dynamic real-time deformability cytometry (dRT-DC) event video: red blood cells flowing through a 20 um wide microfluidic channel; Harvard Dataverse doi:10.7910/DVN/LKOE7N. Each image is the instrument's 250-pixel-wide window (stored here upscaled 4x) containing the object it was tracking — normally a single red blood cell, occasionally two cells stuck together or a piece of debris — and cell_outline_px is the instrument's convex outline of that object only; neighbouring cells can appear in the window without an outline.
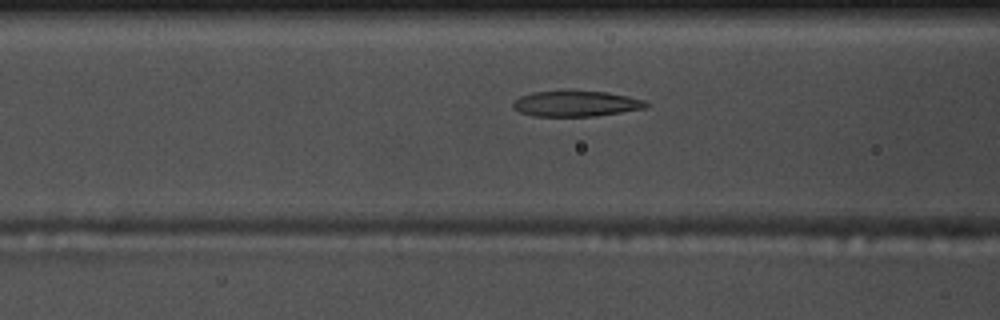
{"species": "common noctule bat (a hibernating species)", "species_latin": "Nyctalus noctula", "temperature_condition": "warm", "stored_images_in_passage": 45, "camera_frame_rate_fps": 3000, "um_per_image_px": 0.085, "animal": {"sex": "male", "body_mass_g": 17.5, "forearm_length_mm": 52.3}, "frame": {"image": 1, "passage_image": 11, "time_ms": 3.333, "image_size_px": [1000, 320], "cell_outline_px": [[652, 104], [648, 108], [592, 116], [532, 116], [520, 112], [512, 108], [512, 104], [520, 96], [532, 92], [564, 88], [608, 92], [628, 96], [644, 100]], "centroid_in_image_um": [48.96, 8.77], "position_along_channel_um": 117.6, "area_um2": 20.75}}
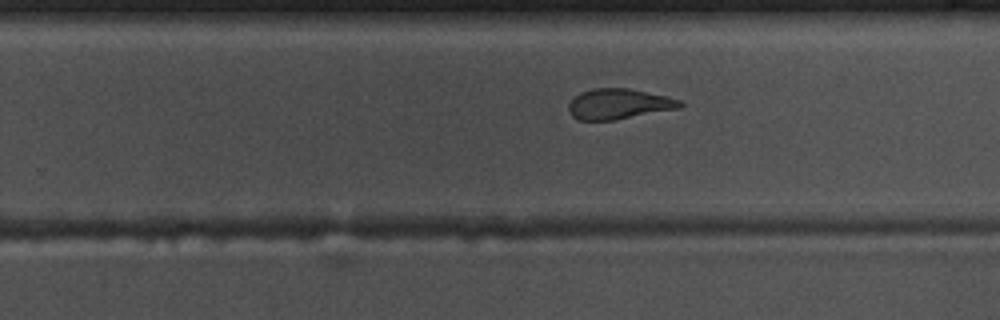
{"frame": {"image": 2, "passage_image": 24, "time_ms": 7.667, "image_size_px": [1000, 320], "cell_outline_px": [[684, 104], [680, 108], [616, 120], [576, 120], [568, 112], [568, 104], [580, 92], [592, 88], [628, 88], [664, 96], [680, 100]], "centroid_in_image_um": [52.56, 8.85], "position_along_channel_um": 277.2, "area_um2": 19.77}}
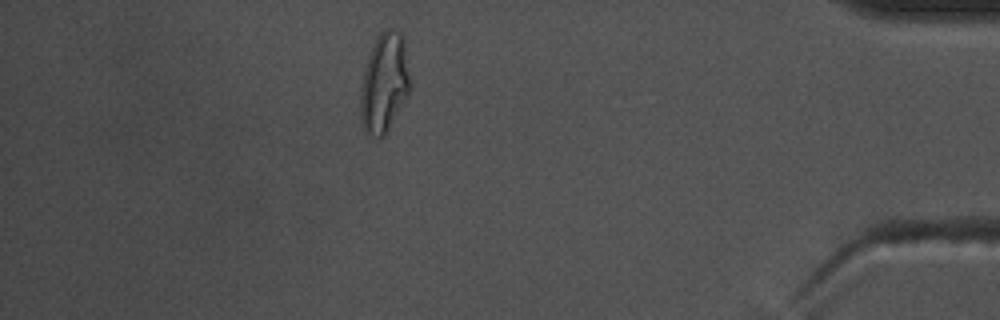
{"frame": {"image": 3, "passage_image": 38, "time_ms": 12.333, "image_size_px": [1000, 320], "cell_outline_px": [[408, 92], [388, 132], [384, 136], [372, 136], [364, 128], [360, 116], [360, 88], [368, 56], [380, 32], [384, 28], [392, 28], [400, 32], [404, 40], [408, 76]], "centroid_in_image_um": [32.63, 7.04], "position_along_channel_um": 402.6, "area_um2": 28.09}, "authors_computed_cell_mechanics": {"area_um2": 20.7502, "velocity_mm_per_s": 3.6875, "shape_relaxation_time_tau1_ms": 5.4066, "shape_relaxation_time_tau2_ms": 1.7702, "deformation_change_tau1": 0.2043, "deformation_change_tau2": 0.1083}}